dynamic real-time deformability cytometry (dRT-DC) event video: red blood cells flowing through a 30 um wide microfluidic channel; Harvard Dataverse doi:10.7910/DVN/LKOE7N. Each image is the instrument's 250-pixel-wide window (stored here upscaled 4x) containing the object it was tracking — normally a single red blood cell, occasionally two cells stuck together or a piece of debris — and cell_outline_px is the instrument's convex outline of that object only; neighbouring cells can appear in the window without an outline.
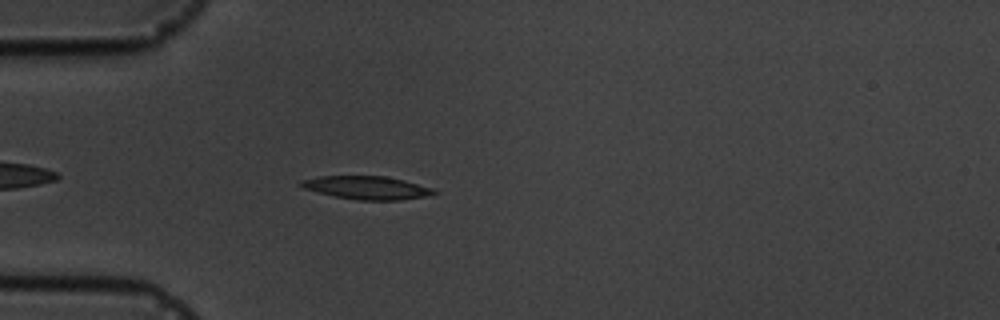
{"species": "common noctule bat (a hibernating species)", "species_latin": "Nyctalus noctula", "temperature_condition": "cold", "stored_images_in_passage": 2, "camera_frame_rate_fps": 3000, "um_per_image_px": 0.085, "animal": {"sex": "male", "body_mass_g": 19.5, "forearm_length_mm": 54.6}, "frame": {"image": 1, "passage_image": 2, "time_ms": 1.333, "image_size_px": [1000, 320], "cell_outline_px": [[440, 192], [424, 196], [400, 200], [356, 200], [336, 196], [304, 188], [296, 184], [300, 180], [320, 176], [384, 176], [404, 180], [432, 188]], "centroid_in_image_um": [31.17, 15.95], "position_along_channel_um": 53.8, "area_um2": 17.8}}